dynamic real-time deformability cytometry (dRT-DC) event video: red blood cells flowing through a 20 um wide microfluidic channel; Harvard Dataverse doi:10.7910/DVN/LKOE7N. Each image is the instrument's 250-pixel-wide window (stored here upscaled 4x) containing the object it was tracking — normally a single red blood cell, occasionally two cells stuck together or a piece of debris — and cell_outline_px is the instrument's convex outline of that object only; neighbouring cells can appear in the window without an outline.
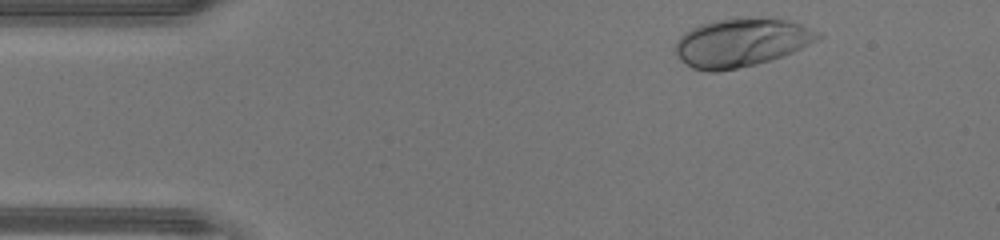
{"species": "human", "species_latin": "Homo sapiens", "temperature_condition": "warm", "stored_images_in_passage": 35, "camera_frame_rate_fps": 3000, "um_per_image_px": 0.085, "donor": {"sex": "male"}, "frame": {"image": 1, "passage_image": 2, "time_ms": 0.333, "image_size_px": [1000, 240], "cell_outline_px": [[824, 36], [792, 52], [756, 64], [716, 72], [708, 72], [692, 68], [680, 60], [676, 52], [676, 40], [684, 32], [700, 24], [716, 20], [736, 16], [748, 16], [788, 20], [800, 24], [820, 32]], "centroid_in_image_um": [62.98, 3.59], "position_along_channel_um": 22.0, "area_um2": 40.34}}
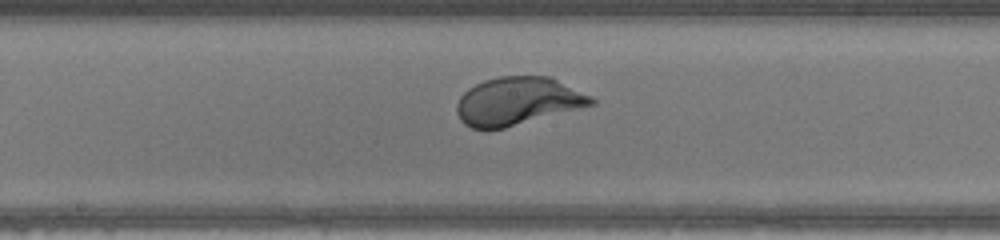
{"frame": {"image": 2, "passage_image": 20, "time_ms": 6.333, "image_size_px": [1000, 240], "cell_outline_px": [[596, 104], [504, 128], [472, 128], [464, 124], [460, 120], [456, 112], [456, 104], [460, 96], [468, 88], [484, 80], [500, 76], [552, 76], [592, 96], [596, 100]], "centroid_in_image_um": [44.02, 8.58], "position_along_channel_um": 204.2, "area_um2": 37.69}}
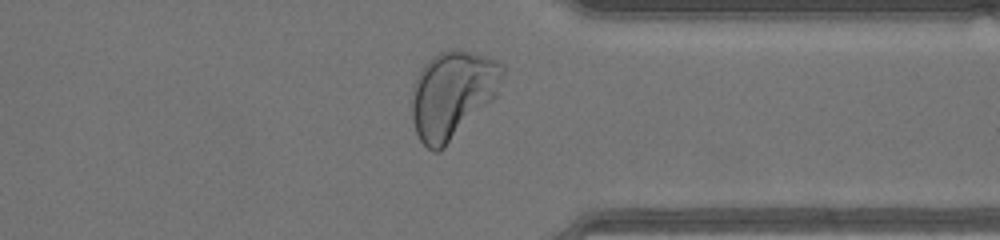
{"frame": {"image": 3, "passage_image": 32, "time_ms": 10.333, "image_size_px": [1000, 240], "cell_outline_px": [[504, 72], [496, 96], [440, 152], [432, 152], [420, 140], [416, 132], [412, 120], [412, 88], [416, 76], [424, 64], [432, 56], [440, 52], [468, 52], [484, 56], [496, 60], [504, 64]], "centroid_in_image_um": [38.43, 8.06], "position_along_channel_um": 373.0, "area_um2": 45.66}, "authors_computed_cell_mechanics": {"area_um2": 38.0324, "velocity_mm_per_s": 4.3336, "shape_relaxation_time_tau1_ms": 1.764, "shape_relaxation_time_tau2_ms": null, "deformation_change_tau1": 0.1863, "deformation_change_tau2": null}}